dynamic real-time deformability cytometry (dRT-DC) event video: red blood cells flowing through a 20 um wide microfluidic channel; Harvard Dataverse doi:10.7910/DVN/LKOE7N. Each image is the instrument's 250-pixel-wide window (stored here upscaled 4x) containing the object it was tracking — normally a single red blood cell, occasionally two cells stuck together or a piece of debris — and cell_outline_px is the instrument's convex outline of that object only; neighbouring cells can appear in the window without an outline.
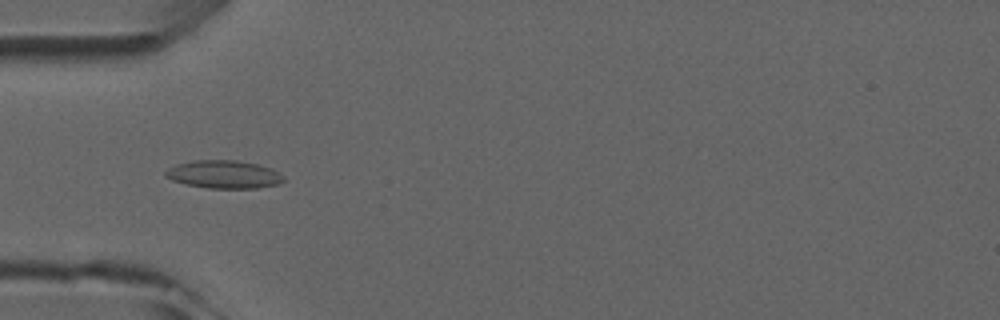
{"species": "common noctule bat (a hibernating species)", "species_latin": "Nyctalus noctula", "temperature_condition": "room temperature", "stored_images_in_passage": 5, "camera_frame_rate_fps": 3000, "um_per_image_px": 0.085, "animal": {"sex": "male", "forearm_length_mm": 52.5}, "frame": {"image": 1, "passage_image": 3, "time_ms": 2.333, "image_size_px": [1000, 320], "cell_outline_px": [[284, 180], [280, 184], [256, 188], [208, 188], [184, 184], [172, 180], [164, 176], [164, 172], [168, 168], [176, 164], [192, 160], [236, 160], [256, 164], [272, 168], [284, 176]], "centroid_in_image_um": [19.01, 14.82], "position_along_channel_um": 66.0, "area_um2": 19.42}}
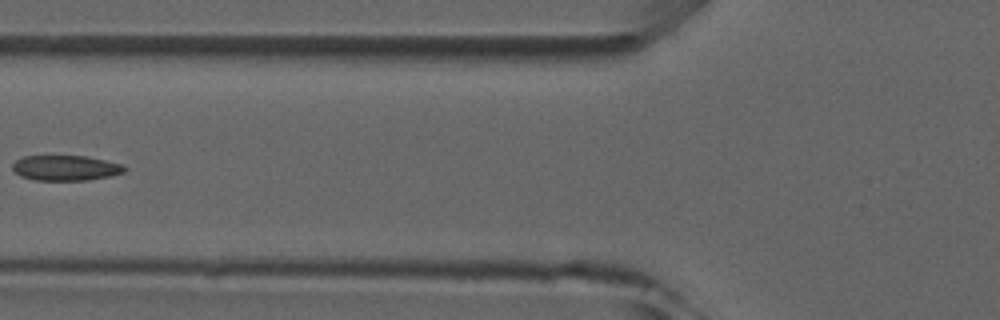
{"frame": {"image": 2, "passage_image": 4, "time_ms": 3.667, "image_size_px": [1000, 320], "cell_outline_px": [[128, 168], [124, 172], [108, 176], [88, 180], [36, 180], [20, 176], [12, 168], [12, 164], [16, 160], [24, 156], [88, 156], [120, 164]], "centroid_in_image_um": [5.56, 14.27], "position_along_channel_um": 120.2, "area_um2": 16.36}}
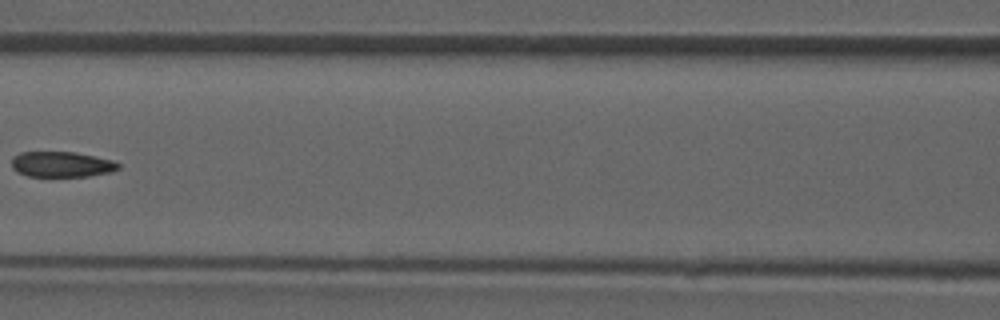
{"frame": {"image": 3, "passage_image": 5, "time_ms": 4.667, "image_size_px": [1000, 320], "cell_outline_px": [[120, 168], [112, 172], [88, 176], [28, 176], [16, 172], [12, 168], [12, 156], [20, 152], [76, 152], [112, 160], [120, 164]], "centroid_in_image_um": [5.23, 13.97], "position_along_channel_um": 161.4, "area_um2": 15.95}}